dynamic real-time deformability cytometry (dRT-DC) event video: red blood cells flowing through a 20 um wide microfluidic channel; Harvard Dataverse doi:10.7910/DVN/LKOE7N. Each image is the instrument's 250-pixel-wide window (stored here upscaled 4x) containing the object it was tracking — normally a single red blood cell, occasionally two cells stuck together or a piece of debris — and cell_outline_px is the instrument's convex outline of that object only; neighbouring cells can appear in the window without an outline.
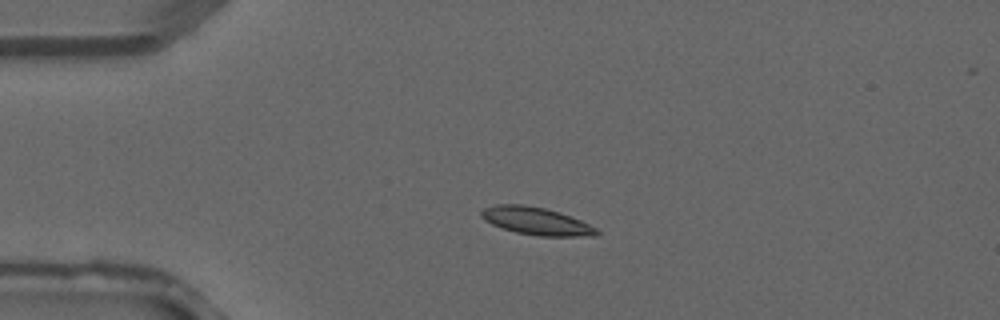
{"species": "common noctule bat (a hibernating species)", "species_latin": "Nyctalus noctula", "temperature_condition": "warm", "stored_images_in_passage": 2, "camera_frame_rate_fps": 3000, "um_per_image_px": 0.085, "animal": {"sex": "male", "forearm_length_mm": 52.5}, "frame": {"image": 1, "passage_image": 1, "time_ms": 0.0, "image_size_px": [1000, 320], "cell_outline_px": [[600, 232], [596, 236], [540, 236], [516, 232], [500, 228], [484, 220], [480, 216], [480, 212], [484, 208], [496, 204], [524, 204], [544, 208], [560, 212], [580, 220], [596, 228]], "centroid_in_image_um": [45.55, 18.79], "position_along_channel_um": 39.4, "area_um2": 18.61}}
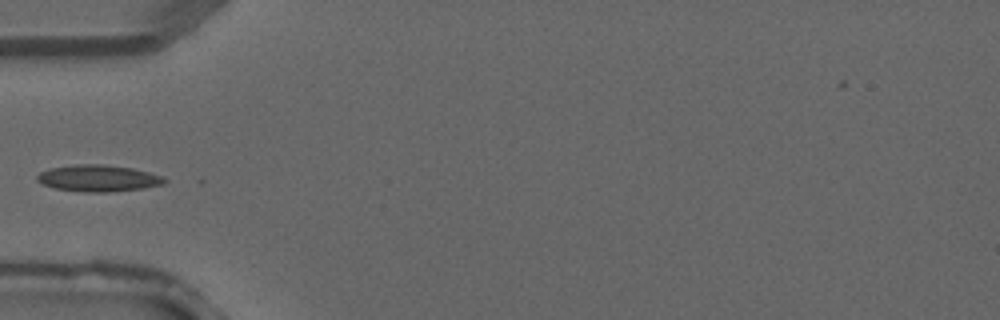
{"frame": {"image": 2, "passage_image": 2, "time_ms": 0.333, "image_size_px": [1000, 320], "cell_outline_px": [[168, 180], [164, 184], [144, 188], [108, 192], [84, 192], [56, 188], [44, 184], [36, 180], [36, 176], [40, 172], [48, 168], [72, 164], [100, 164], [132, 168], [164, 176]], "centroid_in_image_um": [8.36, 15.14], "position_along_channel_um": 76.6, "area_um2": 19.83}}